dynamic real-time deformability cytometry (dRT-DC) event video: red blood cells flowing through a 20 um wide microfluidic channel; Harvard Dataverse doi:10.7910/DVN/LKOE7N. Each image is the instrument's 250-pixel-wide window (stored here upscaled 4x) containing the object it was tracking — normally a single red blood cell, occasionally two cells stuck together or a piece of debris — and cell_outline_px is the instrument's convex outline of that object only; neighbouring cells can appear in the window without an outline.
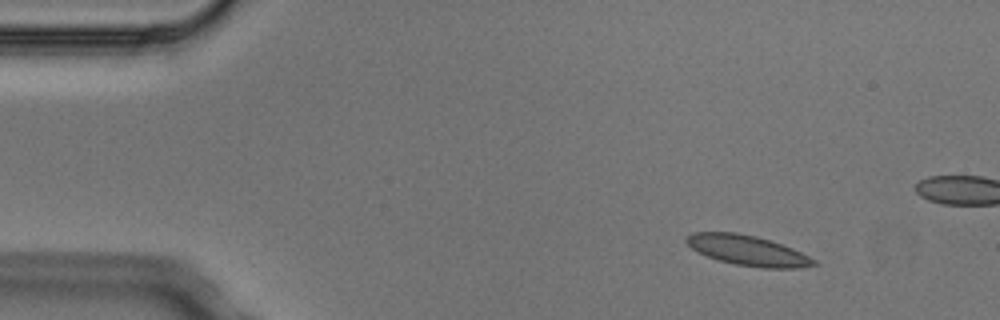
{"species": "Egyptian fruit bat (a non-hibernating species)", "species_latin": "Rousettus aegyptiacus", "temperature_condition": "cold", "stored_images_in_passage": 4, "camera_frame_rate_fps": 3000, "um_per_image_px": 0.085, "animal": {"sex": "male"}, "frame": {"image": 1, "passage_image": 1, "time_ms": 0.0, "image_size_px": [1000, 320], "cell_outline_px": [[816, 264], [800, 268], [760, 268], [736, 264], [720, 260], [708, 256], [692, 248], [684, 240], [692, 232], [736, 232], [756, 236], [792, 248], [816, 260]], "centroid_in_image_um": [63.55, 21.28], "position_along_channel_um": 21.4, "area_um2": 22.02}}